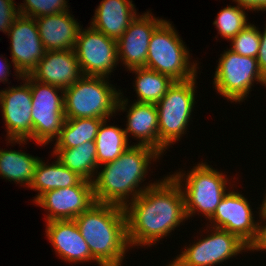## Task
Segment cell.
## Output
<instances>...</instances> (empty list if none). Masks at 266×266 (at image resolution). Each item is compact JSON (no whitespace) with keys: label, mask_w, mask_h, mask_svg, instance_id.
<instances>
[{"label":"cell","mask_w":266,"mask_h":266,"mask_svg":"<svg viewBox=\"0 0 266 266\" xmlns=\"http://www.w3.org/2000/svg\"><path fill=\"white\" fill-rule=\"evenodd\" d=\"M124 209L131 249L160 243L187 220L183 191L170 173L144 190Z\"/></svg>","instance_id":"obj_1"},{"label":"cell","mask_w":266,"mask_h":266,"mask_svg":"<svg viewBox=\"0 0 266 266\" xmlns=\"http://www.w3.org/2000/svg\"><path fill=\"white\" fill-rule=\"evenodd\" d=\"M161 157L152 147L131 144L116 160L98 167L100 170L96 172V178L92 181L95 201L125 208L158 181H149L142 186L152 161L156 162Z\"/></svg>","instance_id":"obj_2"},{"label":"cell","mask_w":266,"mask_h":266,"mask_svg":"<svg viewBox=\"0 0 266 266\" xmlns=\"http://www.w3.org/2000/svg\"><path fill=\"white\" fill-rule=\"evenodd\" d=\"M74 220L91 255L102 266H123L131 249L123 207L95 202Z\"/></svg>","instance_id":"obj_3"},{"label":"cell","mask_w":266,"mask_h":266,"mask_svg":"<svg viewBox=\"0 0 266 266\" xmlns=\"http://www.w3.org/2000/svg\"><path fill=\"white\" fill-rule=\"evenodd\" d=\"M195 165L187 173L179 168V171L170 175L183 191L187 220L200 213L209 220L223 197L234 185H231L232 182L225 172L217 171V168H213L207 162L201 161Z\"/></svg>","instance_id":"obj_4"},{"label":"cell","mask_w":266,"mask_h":266,"mask_svg":"<svg viewBox=\"0 0 266 266\" xmlns=\"http://www.w3.org/2000/svg\"><path fill=\"white\" fill-rule=\"evenodd\" d=\"M110 84L108 78L82 76L64 89L65 119H109L118 115L117 103L122 89ZM114 114V115H113Z\"/></svg>","instance_id":"obj_5"},{"label":"cell","mask_w":266,"mask_h":266,"mask_svg":"<svg viewBox=\"0 0 266 266\" xmlns=\"http://www.w3.org/2000/svg\"><path fill=\"white\" fill-rule=\"evenodd\" d=\"M178 34L166 19L154 30L145 68L165 74L174 81H187L197 76L199 64L196 60L190 61L189 48Z\"/></svg>","instance_id":"obj_6"},{"label":"cell","mask_w":266,"mask_h":266,"mask_svg":"<svg viewBox=\"0 0 266 266\" xmlns=\"http://www.w3.org/2000/svg\"><path fill=\"white\" fill-rule=\"evenodd\" d=\"M198 76L187 81H175L166 94L156 104L159 129V153L180 141L187 134L192 112Z\"/></svg>","instance_id":"obj_7"},{"label":"cell","mask_w":266,"mask_h":266,"mask_svg":"<svg viewBox=\"0 0 266 266\" xmlns=\"http://www.w3.org/2000/svg\"><path fill=\"white\" fill-rule=\"evenodd\" d=\"M217 62L212 85L228 102H244L254 83L266 88V77L259 68L257 58L242 56L227 47Z\"/></svg>","instance_id":"obj_8"},{"label":"cell","mask_w":266,"mask_h":266,"mask_svg":"<svg viewBox=\"0 0 266 266\" xmlns=\"http://www.w3.org/2000/svg\"><path fill=\"white\" fill-rule=\"evenodd\" d=\"M22 77L32 94L33 140L41 146L48 145L59 137L65 122L64 89L39 82L29 74Z\"/></svg>","instance_id":"obj_9"},{"label":"cell","mask_w":266,"mask_h":266,"mask_svg":"<svg viewBox=\"0 0 266 266\" xmlns=\"http://www.w3.org/2000/svg\"><path fill=\"white\" fill-rule=\"evenodd\" d=\"M206 226L203 231H207V235L200 234L196 242L184 245V250L166 266H215L248 251V245L235 234Z\"/></svg>","instance_id":"obj_10"},{"label":"cell","mask_w":266,"mask_h":266,"mask_svg":"<svg viewBox=\"0 0 266 266\" xmlns=\"http://www.w3.org/2000/svg\"><path fill=\"white\" fill-rule=\"evenodd\" d=\"M74 51L83 76L109 78L119 64L117 40L91 26L80 28Z\"/></svg>","instance_id":"obj_11"},{"label":"cell","mask_w":266,"mask_h":266,"mask_svg":"<svg viewBox=\"0 0 266 266\" xmlns=\"http://www.w3.org/2000/svg\"><path fill=\"white\" fill-rule=\"evenodd\" d=\"M20 80L23 84L0 90V108L7 132L5 141L11 146L26 145L33 140L31 89L23 77Z\"/></svg>","instance_id":"obj_12"},{"label":"cell","mask_w":266,"mask_h":266,"mask_svg":"<svg viewBox=\"0 0 266 266\" xmlns=\"http://www.w3.org/2000/svg\"><path fill=\"white\" fill-rule=\"evenodd\" d=\"M10 38L11 64L16 80L30 74L46 52L41 41L35 18L19 15L11 25Z\"/></svg>","instance_id":"obj_13"},{"label":"cell","mask_w":266,"mask_h":266,"mask_svg":"<svg viewBox=\"0 0 266 266\" xmlns=\"http://www.w3.org/2000/svg\"><path fill=\"white\" fill-rule=\"evenodd\" d=\"M252 210L248 198L233 187L223 197L206 225L235 234L249 245L256 236L258 223Z\"/></svg>","instance_id":"obj_14"},{"label":"cell","mask_w":266,"mask_h":266,"mask_svg":"<svg viewBox=\"0 0 266 266\" xmlns=\"http://www.w3.org/2000/svg\"><path fill=\"white\" fill-rule=\"evenodd\" d=\"M93 184L82 179L77 185L43 193L34 203L46 210L45 222L74 220L94 203Z\"/></svg>","instance_id":"obj_15"},{"label":"cell","mask_w":266,"mask_h":266,"mask_svg":"<svg viewBox=\"0 0 266 266\" xmlns=\"http://www.w3.org/2000/svg\"><path fill=\"white\" fill-rule=\"evenodd\" d=\"M146 12L138 14L117 40L118 61L127 71L146 67L151 35L165 20L156 18L149 10Z\"/></svg>","instance_id":"obj_16"},{"label":"cell","mask_w":266,"mask_h":266,"mask_svg":"<svg viewBox=\"0 0 266 266\" xmlns=\"http://www.w3.org/2000/svg\"><path fill=\"white\" fill-rule=\"evenodd\" d=\"M121 92L118 103L117 113L127 112L126 125L124 131L129 140L136 139L138 142L134 145H145L154 148L159 152V129H158V113L156 104L134 102L130 105L128 98H124Z\"/></svg>","instance_id":"obj_17"},{"label":"cell","mask_w":266,"mask_h":266,"mask_svg":"<svg viewBox=\"0 0 266 266\" xmlns=\"http://www.w3.org/2000/svg\"><path fill=\"white\" fill-rule=\"evenodd\" d=\"M45 234L56 255L69 264L96 262L89 247L81 236L75 220H53L46 222Z\"/></svg>","instance_id":"obj_18"},{"label":"cell","mask_w":266,"mask_h":266,"mask_svg":"<svg viewBox=\"0 0 266 266\" xmlns=\"http://www.w3.org/2000/svg\"><path fill=\"white\" fill-rule=\"evenodd\" d=\"M29 75L39 82L62 89L83 76L74 49L46 51Z\"/></svg>","instance_id":"obj_19"},{"label":"cell","mask_w":266,"mask_h":266,"mask_svg":"<svg viewBox=\"0 0 266 266\" xmlns=\"http://www.w3.org/2000/svg\"><path fill=\"white\" fill-rule=\"evenodd\" d=\"M74 17L65 11L35 18L46 51L74 49L82 27Z\"/></svg>","instance_id":"obj_20"},{"label":"cell","mask_w":266,"mask_h":266,"mask_svg":"<svg viewBox=\"0 0 266 266\" xmlns=\"http://www.w3.org/2000/svg\"><path fill=\"white\" fill-rule=\"evenodd\" d=\"M137 15L133 0H102L94 12L90 26L107 37L118 40Z\"/></svg>","instance_id":"obj_21"},{"label":"cell","mask_w":266,"mask_h":266,"mask_svg":"<svg viewBox=\"0 0 266 266\" xmlns=\"http://www.w3.org/2000/svg\"><path fill=\"white\" fill-rule=\"evenodd\" d=\"M83 178L76 172L71 171L64 166L59 160L45 163L41 158L38 160L34 178L29 187L33 191H37V195L32 199L33 203L45 192L58 188H67L77 185Z\"/></svg>","instance_id":"obj_22"},{"label":"cell","mask_w":266,"mask_h":266,"mask_svg":"<svg viewBox=\"0 0 266 266\" xmlns=\"http://www.w3.org/2000/svg\"><path fill=\"white\" fill-rule=\"evenodd\" d=\"M40 157L20 150L0 148V177L29 188L34 178L35 166Z\"/></svg>","instance_id":"obj_23"},{"label":"cell","mask_w":266,"mask_h":266,"mask_svg":"<svg viewBox=\"0 0 266 266\" xmlns=\"http://www.w3.org/2000/svg\"><path fill=\"white\" fill-rule=\"evenodd\" d=\"M51 155L59 160L71 171L76 172L81 178L93 181L98 171L97 151L95 141L68 149H53Z\"/></svg>","instance_id":"obj_24"},{"label":"cell","mask_w":266,"mask_h":266,"mask_svg":"<svg viewBox=\"0 0 266 266\" xmlns=\"http://www.w3.org/2000/svg\"><path fill=\"white\" fill-rule=\"evenodd\" d=\"M128 71L135 73L133 89L137 100L134 101L140 103L157 104L175 82L171 77L145 67Z\"/></svg>","instance_id":"obj_25"},{"label":"cell","mask_w":266,"mask_h":266,"mask_svg":"<svg viewBox=\"0 0 266 266\" xmlns=\"http://www.w3.org/2000/svg\"><path fill=\"white\" fill-rule=\"evenodd\" d=\"M107 122L110 123L108 119L102 121L95 138L98 167L116 160L131 146L124 128Z\"/></svg>","instance_id":"obj_26"},{"label":"cell","mask_w":266,"mask_h":266,"mask_svg":"<svg viewBox=\"0 0 266 266\" xmlns=\"http://www.w3.org/2000/svg\"><path fill=\"white\" fill-rule=\"evenodd\" d=\"M103 120L99 118L65 119L53 149L74 148L84 142L95 141L99 126Z\"/></svg>","instance_id":"obj_27"},{"label":"cell","mask_w":266,"mask_h":266,"mask_svg":"<svg viewBox=\"0 0 266 266\" xmlns=\"http://www.w3.org/2000/svg\"><path fill=\"white\" fill-rule=\"evenodd\" d=\"M247 15L246 9L241 8L239 5H228L218 12L213 25L216 26L217 33L221 37L231 41L241 30L250 24Z\"/></svg>","instance_id":"obj_28"},{"label":"cell","mask_w":266,"mask_h":266,"mask_svg":"<svg viewBox=\"0 0 266 266\" xmlns=\"http://www.w3.org/2000/svg\"><path fill=\"white\" fill-rule=\"evenodd\" d=\"M231 48L234 53L242 56L257 58L260 47V29L250 23L241 30L231 41Z\"/></svg>","instance_id":"obj_29"},{"label":"cell","mask_w":266,"mask_h":266,"mask_svg":"<svg viewBox=\"0 0 266 266\" xmlns=\"http://www.w3.org/2000/svg\"><path fill=\"white\" fill-rule=\"evenodd\" d=\"M23 2L18 7L20 15L25 17L37 18L70 10L67 0H24Z\"/></svg>","instance_id":"obj_30"},{"label":"cell","mask_w":266,"mask_h":266,"mask_svg":"<svg viewBox=\"0 0 266 266\" xmlns=\"http://www.w3.org/2000/svg\"><path fill=\"white\" fill-rule=\"evenodd\" d=\"M15 4L14 0H0V31L6 35L14 20L20 15L19 5Z\"/></svg>","instance_id":"obj_31"},{"label":"cell","mask_w":266,"mask_h":266,"mask_svg":"<svg viewBox=\"0 0 266 266\" xmlns=\"http://www.w3.org/2000/svg\"><path fill=\"white\" fill-rule=\"evenodd\" d=\"M257 233L254 240L248 245L250 252H266V217H258Z\"/></svg>","instance_id":"obj_32"},{"label":"cell","mask_w":266,"mask_h":266,"mask_svg":"<svg viewBox=\"0 0 266 266\" xmlns=\"http://www.w3.org/2000/svg\"><path fill=\"white\" fill-rule=\"evenodd\" d=\"M257 61L262 74L266 77V24L263 32L260 31V47Z\"/></svg>","instance_id":"obj_33"},{"label":"cell","mask_w":266,"mask_h":266,"mask_svg":"<svg viewBox=\"0 0 266 266\" xmlns=\"http://www.w3.org/2000/svg\"><path fill=\"white\" fill-rule=\"evenodd\" d=\"M235 4L241 8L250 11H266V0H232Z\"/></svg>","instance_id":"obj_34"},{"label":"cell","mask_w":266,"mask_h":266,"mask_svg":"<svg viewBox=\"0 0 266 266\" xmlns=\"http://www.w3.org/2000/svg\"><path fill=\"white\" fill-rule=\"evenodd\" d=\"M3 57H4L3 55L0 57V82L2 83L4 82L3 84L7 82L6 84H8L9 83L8 77L11 74L10 68H12V65L10 64V61H8L6 57H4V59L2 60Z\"/></svg>","instance_id":"obj_35"},{"label":"cell","mask_w":266,"mask_h":266,"mask_svg":"<svg viewBox=\"0 0 266 266\" xmlns=\"http://www.w3.org/2000/svg\"><path fill=\"white\" fill-rule=\"evenodd\" d=\"M264 199L262 201V204H260L257 208V210L259 209V211L257 212V214L259 215V217H266V193L264 194Z\"/></svg>","instance_id":"obj_36"}]
</instances>
